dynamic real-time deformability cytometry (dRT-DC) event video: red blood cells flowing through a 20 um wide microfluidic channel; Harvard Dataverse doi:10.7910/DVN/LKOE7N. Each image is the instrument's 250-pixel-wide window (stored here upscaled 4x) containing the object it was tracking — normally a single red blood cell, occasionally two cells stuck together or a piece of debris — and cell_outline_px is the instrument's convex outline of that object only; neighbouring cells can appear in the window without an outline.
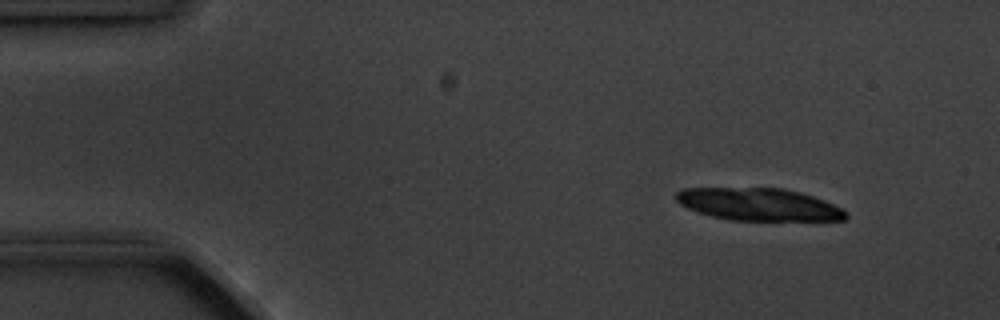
{"species": "common noctule bat (a hibernating species)", "species_latin": "Nyctalus noctula", "temperature_condition": "cold", "stored_images_in_passage": 5, "camera_frame_rate_fps": 3000, "um_per_image_px": 0.085, "animal": {"sex": "male", "body_mass_g": 20.1, "forearm_length_mm": 53.5}, "frame": {"image": 1, "passage_image": 1, "time_ms": 0.0, "image_size_px": [1000, 320], "cell_outline_px": [[848, 216], [844, 220], [728, 220], [696, 212], [680, 204], [676, 200], [676, 192], [684, 188], [784, 188], [800, 192], [824, 200], [848, 212]], "centroid_in_image_um": [64.47, 17.37], "position_along_channel_um": 20.5, "area_um2": 32.02}}
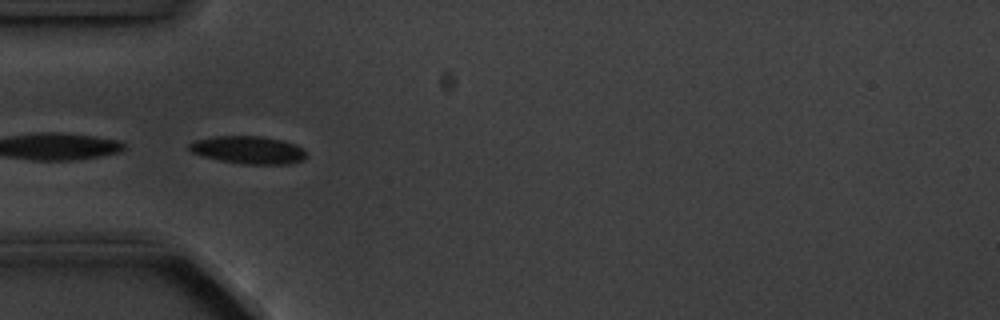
{"frame": {"image": 2, "passage_image": 4, "time_ms": 3.667, "image_size_px": [1000, 320], "cell_outline_px": [[308, 156], [304, 160], [288, 164], [244, 164], [220, 160], [204, 156], [192, 152], [188, 148], [188, 144], [196, 140], [216, 136], [260, 136], [280, 140], [296, 144], [304, 148]], "centroid_in_image_um": [21.16, 12.75], "position_along_channel_um": 63.8, "area_um2": 18.9}}